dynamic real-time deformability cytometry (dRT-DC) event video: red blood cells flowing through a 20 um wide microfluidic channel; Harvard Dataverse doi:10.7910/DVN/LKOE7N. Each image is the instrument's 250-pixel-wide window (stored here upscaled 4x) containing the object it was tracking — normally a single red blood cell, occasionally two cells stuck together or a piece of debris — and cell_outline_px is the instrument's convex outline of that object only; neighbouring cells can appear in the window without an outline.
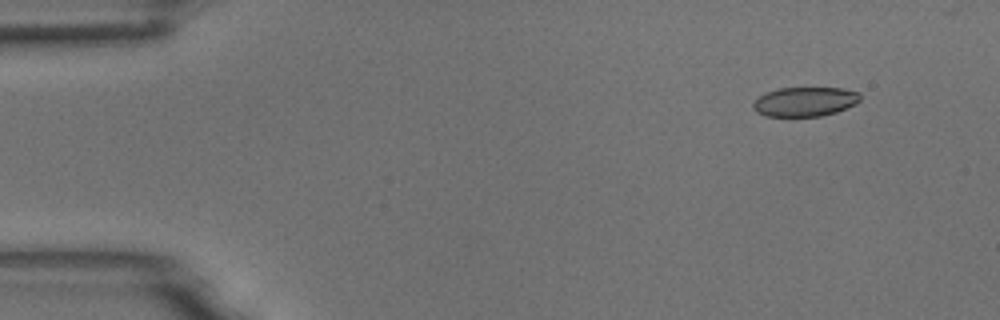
{"species": "common noctule bat (a hibernating species)", "species_latin": "Nyctalus noctula", "temperature_condition": "room temperature", "stored_images_in_passage": 4, "camera_frame_rate_fps": 3000, "um_per_image_px": 0.085, "animal": {"sex": "male", "body_mass_g": 18.8}, "frame": {"image": 1, "passage_image": 2, "time_ms": 0.333, "image_size_px": [1000, 320], "cell_outline_px": [[860, 100], [856, 104], [836, 112], [820, 116], [764, 116], [756, 112], [752, 108], [752, 104], [764, 92], [780, 88], [844, 88], [860, 92]], "centroid_in_image_um": [68.42, 8.64], "position_along_channel_um": 16.6, "area_um2": 18.44}}